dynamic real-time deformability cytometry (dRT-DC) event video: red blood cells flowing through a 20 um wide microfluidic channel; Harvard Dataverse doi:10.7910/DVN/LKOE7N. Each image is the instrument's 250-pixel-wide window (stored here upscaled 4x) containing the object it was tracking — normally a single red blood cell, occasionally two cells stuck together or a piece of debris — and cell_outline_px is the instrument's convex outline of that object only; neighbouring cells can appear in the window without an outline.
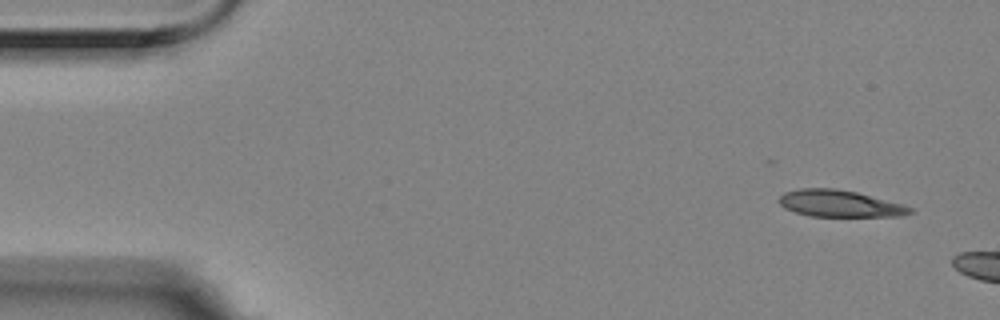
{"species": "Egyptian fruit bat (a non-hibernating species)", "species_latin": "Rousettus aegyptiacus", "temperature_condition": "room temperature", "stored_images_in_passage": 4, "camera_frame_rate_fps": 3000, "um_per_image_px": 0.085, "animal": {"sex": "female"}, "frame": {"image": 1, "passage_image": 1, "time_ms": 0.0, "image_size_px": [1000, 320], "cell_outline_px": [[916, 212], [904, 216], [808, 216], [784, 208], [776, 200], [784, 192], [800, 188], [836, 188], [856, 192], [904, 204], [912, 208]], "centroid_in_image_um": [71.39, 17.3], "position_along_channel_um": 13.6, "area_um2": 20.63}}